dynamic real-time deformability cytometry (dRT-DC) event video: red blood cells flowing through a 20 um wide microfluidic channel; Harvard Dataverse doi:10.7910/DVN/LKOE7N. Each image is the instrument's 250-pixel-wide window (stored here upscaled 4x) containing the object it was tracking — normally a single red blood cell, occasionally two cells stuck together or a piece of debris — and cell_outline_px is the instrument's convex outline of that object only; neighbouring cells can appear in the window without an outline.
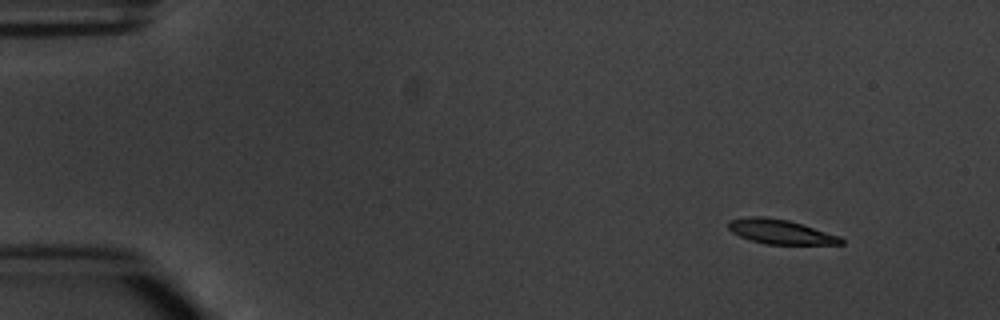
{"species": "common noctule bat (a hibernating species)", "species_latin": "Nyctalus noctula", "temperature_condition": "warm", "stored_images_in_passage": 4, "camera_frame_rate_fps": 3000, "um_per_image_px": 0.085, "animal": {"sex": "male", "body_mass_g": 20.1, "forearm_length_mm": 53.5}, "frame": {"image": 1, "passage_image": 1, "time_ms": 0.0, "image_size_px": [1000, 320], "cell_outline_px": [[844, 244], [764, 244], [740, 236], [732, 232], [728, 228], [728, 220], [748, 216], [764, 216], [788, 220], [840, 236], [844, 240]], "centroid_in_image_um": [66.32, 19.69], "position_along_channel_um": 18.7, "area_um2": 16.01}}
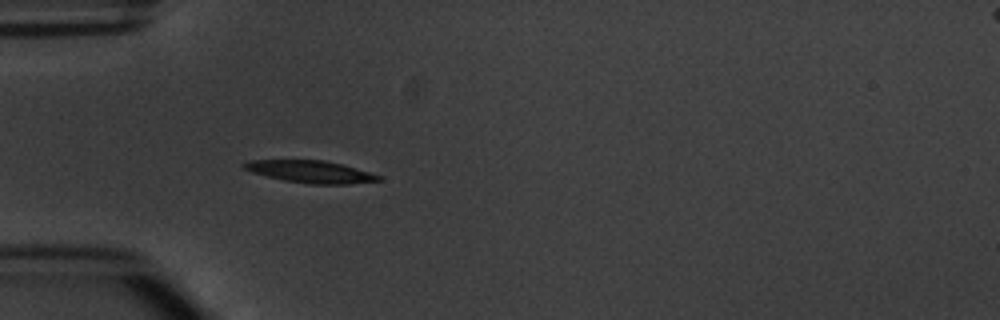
{"frame": {"image": 2, "passage_image": 4, "time_ms": 3.667, "image_size_px": [1000, 320], "cell_outline_px": [[380, 180], [348, 184], [308, 184], [284, 180], [252, 172], [244, 168], [240, 164], [248, 160], [324, 160], [340, 164], [368, 172], [380, 176]], "centroid_in_image_um": [26.33, 14.59], "position_along_channel_um": 58.7, "area_um2": 17.11}}